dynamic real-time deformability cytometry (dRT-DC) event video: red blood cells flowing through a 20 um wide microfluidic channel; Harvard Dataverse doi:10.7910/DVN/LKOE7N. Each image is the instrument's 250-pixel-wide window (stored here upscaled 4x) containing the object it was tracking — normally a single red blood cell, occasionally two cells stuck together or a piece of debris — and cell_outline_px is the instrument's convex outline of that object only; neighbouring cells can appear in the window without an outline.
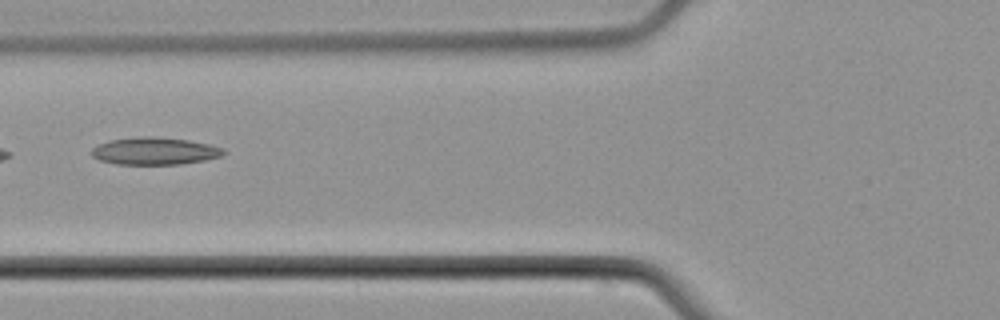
{"species": "common noctule bat (a hibernating species)", "species_latin": "Nyctalus noctula", "temperature_condition": "cold", "stored_images_in_passage": 6, "camera_frame_rate_fps": 3000, "um_per_image_px": 0.085, "animal": {"sex": "male", "body_mass_g": 21.5, "forearm_length_mm": 52.0}, "frame": {"image": 1, "passage_image": 6, "time_ms": 6.0, "image_size_px": [1000, 320], "cell_outline_px": [[224, 152], [220, 156], [204, 160], [180, 164], [116, 164], [100, 160], [92, 156], [92, 148], [100, 144], [112, 140], [140, 136], [152, 136], [188, 140], [208, 144], [224, 148]], "centroid_in_image_um": [13.14, 12.84], "position_along_channel_um": 112.7, "area_um2": 20.75}}